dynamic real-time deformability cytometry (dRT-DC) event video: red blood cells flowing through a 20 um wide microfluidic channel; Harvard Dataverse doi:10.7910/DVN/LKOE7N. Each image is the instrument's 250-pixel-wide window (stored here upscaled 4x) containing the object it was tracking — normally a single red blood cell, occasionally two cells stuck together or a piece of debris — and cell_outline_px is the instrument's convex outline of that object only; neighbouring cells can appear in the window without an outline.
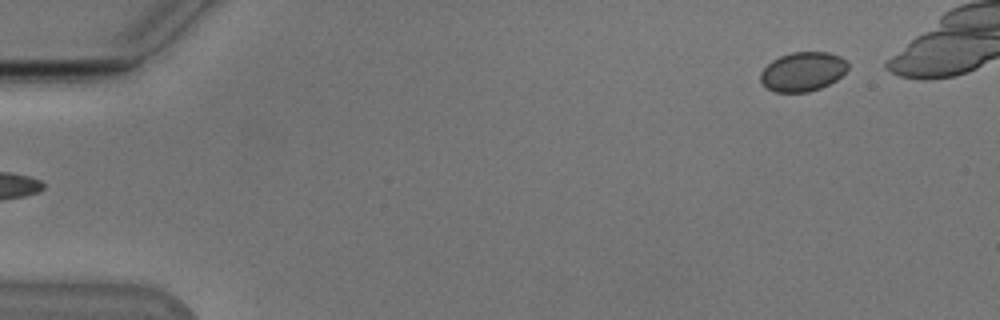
{"species": "Egyptian fruit bat (a non-hibernating species)", "species_latin": "Rousettus aegyptiacus", "temperature_condition": "cold", "stored_images_in_passage": 41, "camera_frame_rate_fps": 3000, "um_per_image_px": 0.085, "animal": {"sex": "male"}, "frame": {"image": 1, "passage_image": 1, "time_ms": 0.0, "image_size_px": [1000, 320], "cell_outline_px": [[848, 68], [836, 80], [820, 88], [808, 92], [776, 92], [768, 88], [760, 80], [760, 72], [772, 60], [780, 56], [792, 52], [828, 52], [840, 56], [848, 64]], "centroid_in_image_um": [68.22, 6.08], "position_along_channel_um": 16.8, "area_um2": 19.83}}
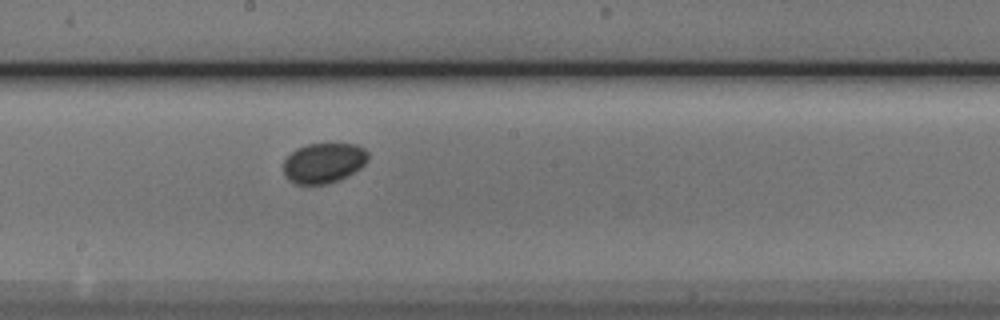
{"frame": {"image": 2, "passage_image": 26, "time_ms": 8.333, "image_size_px": [1000, 320], "cell_outline_px": [[368, 160], [360, 168], [340, 180], [324, 184], [296, 184], [288, 180], [284, 176], [284, 160], [296, 148], [308, 144], [356, 144], [364, 148], [368, 152]], "centroid_in_image_um": [27.51, 13.85], "position_along_channel_um": 220.7, "area_um2": 19.83}}
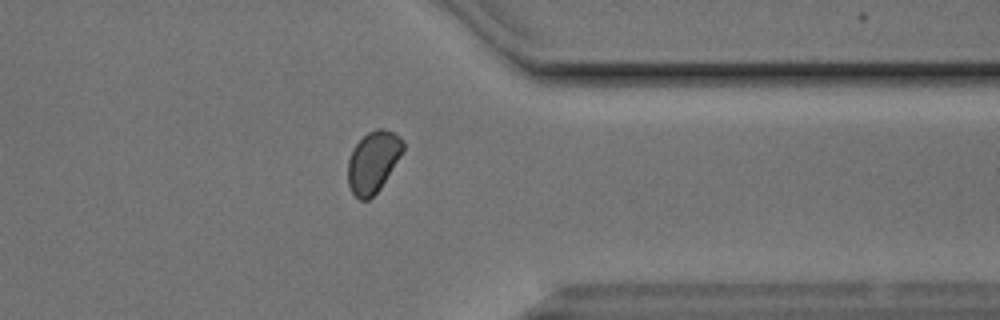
{"frame": {"image": 3, "passage_image": 39, "time_ms": 12.667, "image_size_px": [1000, 320], "cell_outline_px": [[404, 148], [400, 156], [380, 188], [368, 200], [360, 200], [352, 192], [348, 184], [348, 160], [352, 148], [368, 132], [376, 128], [384, 128], [400, 136], [404, 140]], "centroid_in_image_um": [31.71, 13.73], "position_along_channel_um": 379.7, "area_um2": 19.59}}